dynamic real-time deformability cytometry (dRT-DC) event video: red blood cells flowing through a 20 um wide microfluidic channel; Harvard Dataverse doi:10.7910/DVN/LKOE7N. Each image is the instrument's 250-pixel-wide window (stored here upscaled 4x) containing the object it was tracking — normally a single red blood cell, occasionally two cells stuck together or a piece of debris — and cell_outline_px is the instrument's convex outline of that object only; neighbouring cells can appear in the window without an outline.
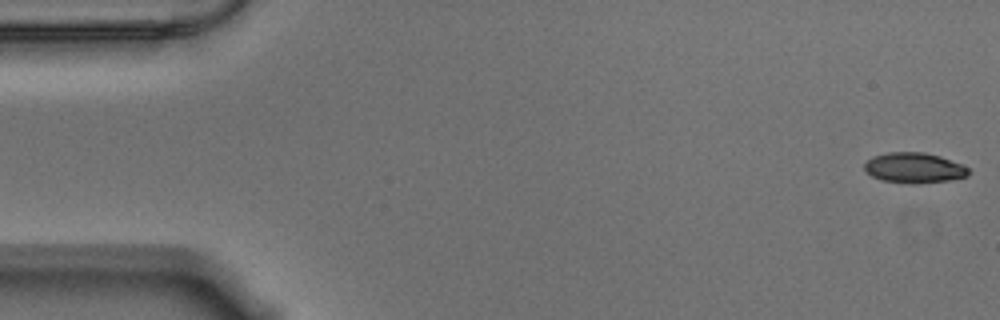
{"species": "Egyptian fruit bat (a non-hibernating species)", "species_latin": "Rousettus aegyptiacus", "temperature_condition": "warm", "stored_images_in_passage": 53, "camera_frame_rate_fps": 3000, "um_per_image_px": 0.085, "animal": {"sex": "male"}, "frame": {"image": 1, "passage_image": 1, "time_ms": 0.0, "image_size_px": [1000, 320], "cell_outline_px": [[968, 176], [948, 180], [880, 180], [872, 176], [864, 168], [864, 164], [872, 156], [888, 152], [924, 152], [940, 156], [960, 164], [968, 168]], "centroid_in_image_um": [77.67, 14.2], "position_along_channel_um": 7.3, "area_um2": 17.28}}
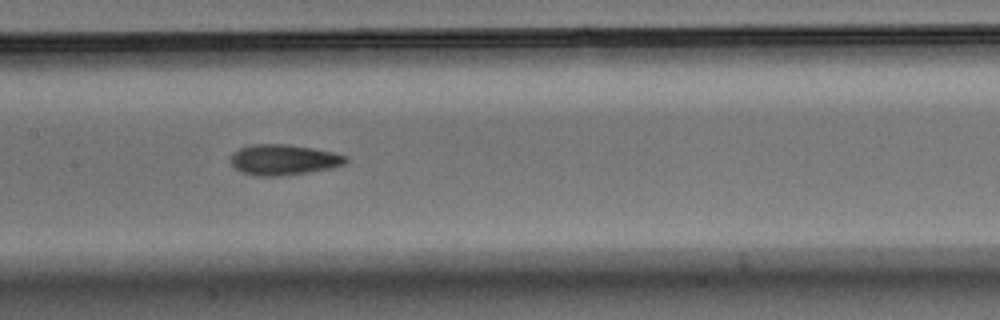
{"frame": {"image": 2, "passage_image": 27, "time_ms": 8.667, "image_size_px": [1000, 320], "cell_outline_px": [[348, 160], [344, 164], [332, 168], [284, 176], [256, 176], [244, 172], [236, 168], [232, 164], [232, 152], [240, 148], [252, 144], [288, 144], [312, 148], [332, 152], [344, 156]], "centroid_in_image_um": [24.1, 13.58], "position_along_channel_um": 183.3, "area_um2": 20.35}}
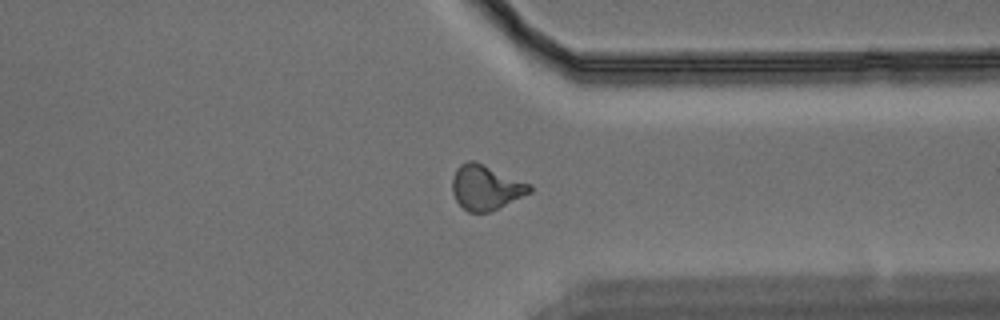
{"frame": {"image": 3, "passage_image": 43, "time_ms": 14.0, "image_size_px": [1000, 320], "cell_outline_px": [[532, 192], [488, 212], [468, 212], [456, 200], [452, 192], [452, 180], [456, 168], [460, 164], [468, 160], [476, 160], [532, 184]], "centroid_in_image_um": [41.3, 15.9], "position_along_channel_um": 370.1, "area_um2": 20.35}}